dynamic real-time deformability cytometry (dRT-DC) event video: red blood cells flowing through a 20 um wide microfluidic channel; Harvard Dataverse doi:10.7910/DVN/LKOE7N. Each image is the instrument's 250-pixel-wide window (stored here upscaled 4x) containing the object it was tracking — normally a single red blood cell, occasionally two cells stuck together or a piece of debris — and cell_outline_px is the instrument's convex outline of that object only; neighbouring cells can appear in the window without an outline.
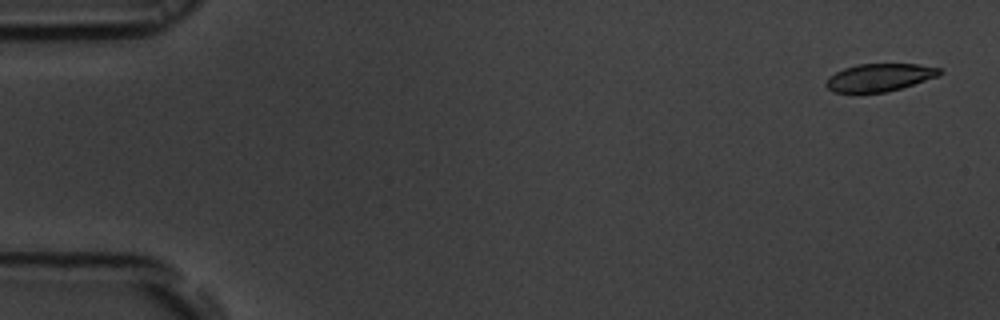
{"species": "common noctule bat (a hibernating species)", "species_latin": "Nyctalus noctula", "temperature_condition": "room temperature", "stored_images_in_passage": 49, "camera_frame_rate_fps": 3000, "um_per_image_px": 0.085, "animal": {"sex": "male", "body_mass_g": 19.5, "forearm_length_mm": 54.6}, "frame": {"image": 1, "passage_image": 2, "time_ms": 0.333, "image_size_px": [1000, 320], "cell_outline_px": [[944, 72], [940, 76], [900, 88], [884, 92], [832, 92], [824, 84], [828, 76], [844, 68], [856, 64], [916, 64], [940, 68]], "centroid_in_image_um": [74.75, 6.57], "position_along_channel_um": 10.2, "area_um2": 18.32}}
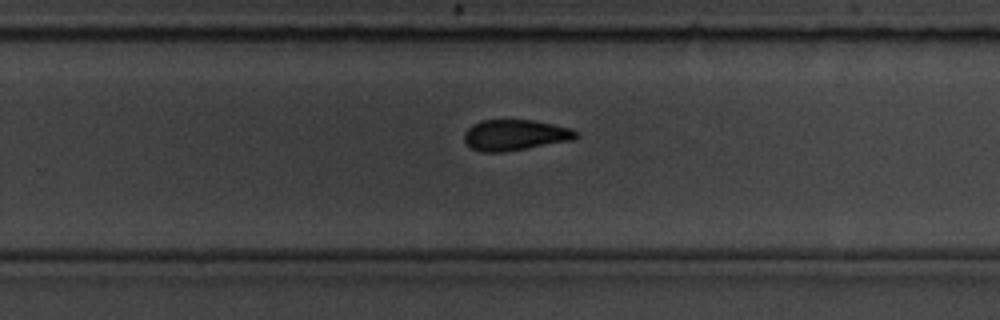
{"frame": {"image": 2, "passage_image": 35, "time_ms": 11.333, "image_size_px": [1000, 320], "cell_outline_px": [[580, 136], [572, 140], [504, 152], [480, 152], [472, 148], [464, 140], [464, 132], [472, 124], [480, 120], [532, 120], [572, 128], [580, 132]], "centroid_in_image_um": [43.79, 11.47], "position_along_channel_um": 286.0, "area_um2": 20.17}}
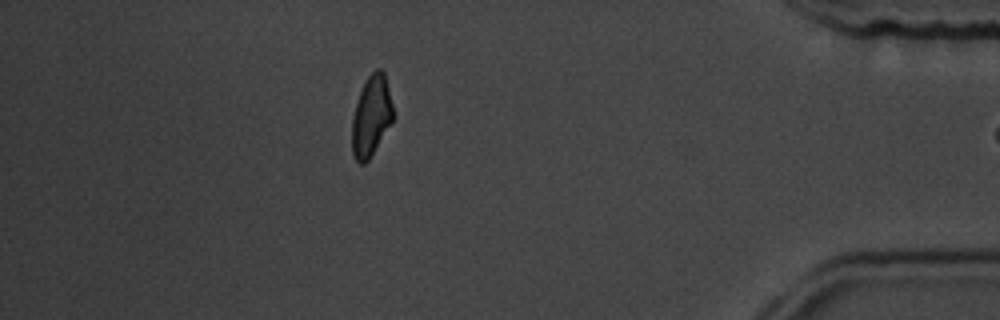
{"frame": {"image": 3, "passage_image": 48, "time_ms": 15.667, "image_size_px": [1000, 320], "cell_outline_px": [[396, 116], [392, 124], [368, 160], [364, 164], [360, 164], [356, 160], [352, 152], [352, 120], [356, 104], [360, 92], [368, 76], [376, 68], [380, 68], [384, 72]], "centroid_in_image_um": [31.59, 9.87], "position_along_channel_um": 403.6, "area_um2": 19.48}}